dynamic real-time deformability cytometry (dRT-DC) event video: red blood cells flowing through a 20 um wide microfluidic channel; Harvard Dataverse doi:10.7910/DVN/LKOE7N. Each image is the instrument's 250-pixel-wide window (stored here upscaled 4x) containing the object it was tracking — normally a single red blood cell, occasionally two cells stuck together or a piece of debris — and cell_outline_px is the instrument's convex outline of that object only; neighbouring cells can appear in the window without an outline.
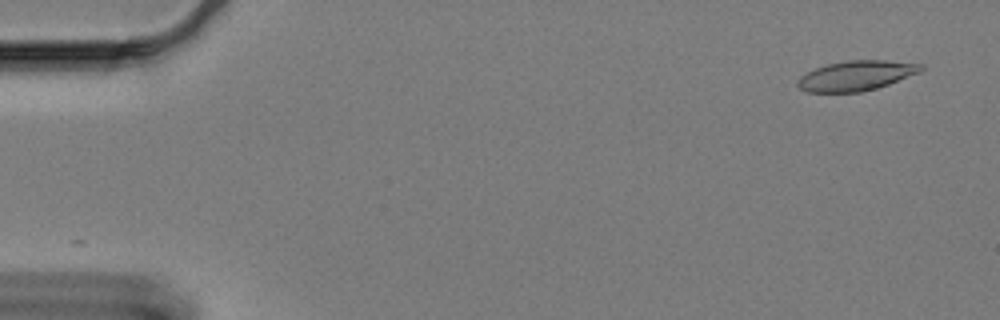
{"species": "Egyptian fruit bat (a non-hibernating species)", "species_latin": "Rousettus aegyptiacus", "temperature_condition": "cold", "stored_images_in_passage": 15, "camera_frame_rate_fps": 3000, "um_per_image_px": 0.085, "animal": {"sex": "female"}, "frame": {"image": 1, "passage_image": 1, "time_ms": 0.0, "image_size_px": [1000, 320], "cell_outline_px": [[924, 68], [920, 72], [888, 84], [876, 88], [860, 92], [808, 92], [800, 88], [796, 84], [796, 80], [800, 76], [816, 68], [828, 64], [848, 60], [884, 60], [924, 64]], "centroid_in_image_um": [72.77, 6.43], "position_along_channel_um": 12.2, "area_um2": 21.39}}